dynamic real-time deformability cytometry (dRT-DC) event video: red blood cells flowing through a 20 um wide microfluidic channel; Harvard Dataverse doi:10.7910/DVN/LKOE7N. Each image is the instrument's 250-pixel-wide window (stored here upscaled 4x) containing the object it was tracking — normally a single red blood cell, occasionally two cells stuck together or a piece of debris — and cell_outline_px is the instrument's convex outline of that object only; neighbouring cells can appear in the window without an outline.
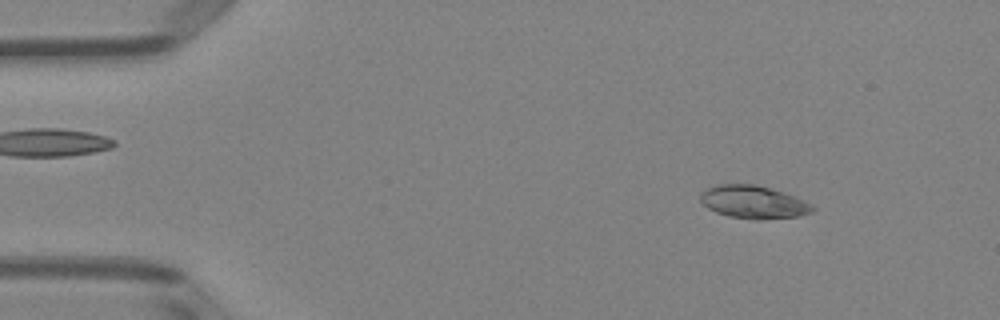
{"species": "Egyptian fruit bat (a non-hibernating species)", "species_latin": "Rousettus aegyptiacus", "temperature_condition": "room temperature", "stored_images_in_passage": 50, "camera_frame_rate_fps": 3000, "um_per_image_px": 0.085, "animal": {"sex": "female"}, "frame": {"image": 1, "passage_image": 6, "time_ms": 1.667, "image_size_px": [1000, 320], "cell_outline_px": [[816, 208], [812, 212], [796, 216], [728, 216], [716, 212], [708, 208], [700, 200], [700, 192], [716, 184], [756, 184], [784, 192], [812, 204]], "centroid_in_image_um": [64.0, 17.1], "position_along_channel_um": 21.0, "area_um2": 20.46}}
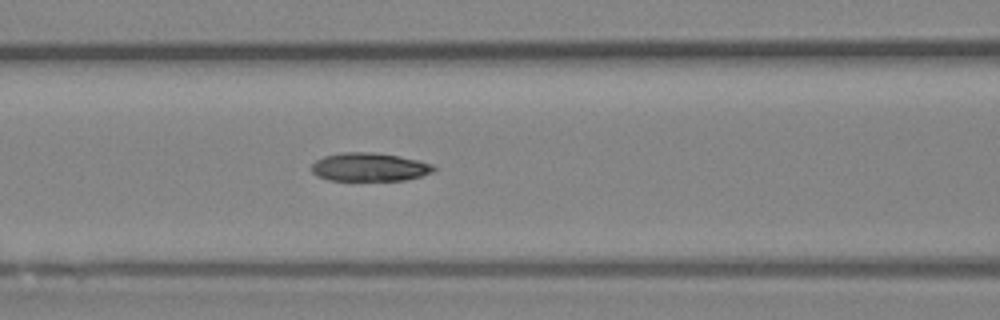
{"frame": {"image": 2, "passage_image": 21, "time_ms": 6.667, "image_size_px": [1000, 320], "cell_outline_px": [[436, 168], [432, 172], [420, 176], [404, 180], [328, 180], [316, 176], [312, 172], [312, 164], [316, 160], [324, 156], [344, 152], [372, 152], [400, 156], [420, 160], [432, 164]], "centroid_in_image_um": [31.39, 14.19], "position_along_channel_um": 135.2, "area_um2": 20.23}}
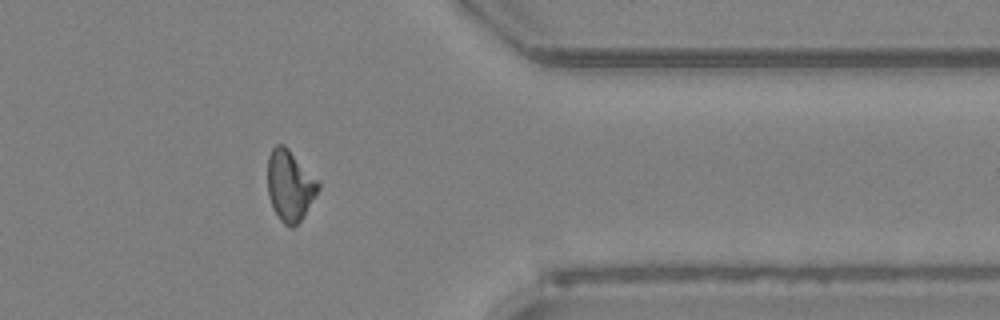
{"frame": {"image": 3, "passage_image": 41, "time_ms": 13.333, "image_size_px": [1000, 320], "cell_outline_px": [[320, 188], [304, 216], [292, 228], [284, 224], [280, 220], [272, 208], [268, 196], [268, 156], [272, 148], [276, 144], [284, 144], [320, 180]], "centroid_in_image_um": [24.65, 15.76], "position_along_channel_um": 386.7, "area_um2": 21.21}}